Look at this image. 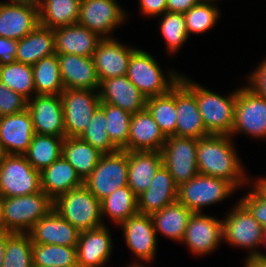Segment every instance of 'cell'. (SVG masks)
I'll return each mask as SVG.
<instances>
[{
    "instance_id": "6da1fadb",
    "label": "cell",
    "mask_w": 266,
    "mask_h": 267,
    "mask_svg": "<svg viewBox=\"0 0 266 267\" xmlns=\"http://www.w3.org/2000/svg\"><path fill=\"white\" fill-rule=\"evenodd\" d=\"M230 135H214L198 139V172L231 182L237 189L246 186L251 177L237 154ZM250 177V178H249Z\"/></svg>"
},
{
    "instance_id": "7a4b0ae2",
    "label": "cell",
    "mask_w": 266,
    "mask_h": 267,
    "mask_svg": "<svg viewBox=\"0 0 266 267\" xmlns=\"http://www.w3.org/2000/svg\"><path fill=\"white\" fill-rule=\"evenodd\" d=\"M180 80L195 94L198 108L209 134L231 135L234 125L237 89L222 96L181 75Z\"/></svg>"
},
{
    "instance_id": "3957f363",
    "label": "cell",
    "mask_w": 266,
    "mask_h": 267,
    "mask_svg": "<svg viewBox=\"0 0 266 267\" xmlns=\"http://www.w3.org/2000/svg\"><path fill=\"white\" fill-rule=\"evenodd\" d=\"M53 200L39 191L18 197H1L0 227L13 233H28L53 208Z\"/></svg>"
},
{
    "instance_id": "277c9868",
    "label": "cell",
    "mask_w": 266,
    "mask_h": 267,
    "mask_svg": "<svg viewBox=\"0 0 266 267\" xmlns=\"http://www.w3.org/2000/svg\"><path fill=\"white\" fill-rule=\"evenodd\" d=\"M52 208L80 232L105 225L101 216V201L84 185L56 197Z\"/></svg>"
},
{
    "instance_id": "5b68a950",
    "label": "cell",
    "mask_w": 266,
    "mask_h": 267,
    "mask_svg": "<svg viewBox=\"0 0 266 267\" xmlns=\"http://www.w3.org/2000/svg\"><path fill=\"white\" fill-rule=\"evenodd\" d=\"M167 73L164 74L160 64L151 54L137 48L131 54L126 76L149 98L168 93L180 80V73L172 70Z\"/></svg>"
},
{
    "instance_id": "8992f818",
    "label": "cell",
    "mask_w": 266,
    "mask_h": 267,
    "mask_svg": "<svg viewBox=\"0 0 266 267\" xmlns=\"http://www.w3.org/2000/svg\"><path fill=\"white\" fill-rule=\"evenodd\" d=\"M237 202L222 218L223 241L232 247L248 251L245 259L263 256L264 253L256 249L262 244L263 227L240 201Z\"/></svg>"
},
{
    "instance_id": "52a82bcc",
    "label": "cell",
    "mask_w": 266,
    "mask_h": 267,
    "mask_svg": "<svg viewBox=\"0 0 266 267\" xmlns=\"http://www.w3.org/2000/svg\"><path fill=\"white\" fill-rule=\"evenodd\" d=\"M238 190L231 182L198 173L178 187L177 201L193 213H202L205 206L225 201Z\"/></svg>"
},
{
    "instance_id": "ba28073f",
    "label": "cell",
    "mask_w": 266,
    "mask_h": 267,
    "mask_svg": "<svg viewBox=\"0 0 266 267\" xmlns=\"http://www.w3.org/2000/svg\"><path fill=\"white\" fill-rule=\"evenodd\" d=\"M128 151L103 154L83 185L100 201L128 184Z\"/></svg>"
},
{
    "instance_id": "9c48e42d",
    "label": "cell",
    "mask_w": 266,
    "mask_h": 267,
    "mask_svg": "<svg viewBox=\"0 0 266 267\" xmlns=\"http://www.w3.org/2000/svg\"><path fill=\"white\" fill-rule=\"evenodd\" d=\"M41 191L40 172L24 155L7 154L0 163V196L18 197Z\"/></svg>"
},
{
    "instance_id": "30bf717a",
    "label": "cell",
    "mask_w": 266,
    "mask_h": 267,
    "mask_svg": "<svg viewBox=\"0 0 266 267\" xmlns=\"http://www.w3.org/2000/svg\"><path fill=\"white\" fill-rule=\"evenodd\" d=\"M234 125L231 137L246 134L250 138L266 139V99L256 95L246 85L237 89ZM234 136V137H233Z\"/></svg>"
},
{
    "instance_id": "8fae6325",
    "label": "cell",
    "mask_w": 266,
    "mask_h": 267,
    "mask_svg": "<svg viewBox=\"0 0 266 267\" xmlns=\"http://www.w3.org/2000/svg\"><path fill=\"white\" fill-rule=\"evenodd\" d=\"M60 97L63 104L65 136L79 137L100 106L99 92L98 90L64 89Z\"/></svg>"
},
{
    "instance_id": "7c38bea8",
    "label": "cell",
    "mask_w": 266,
    "mask_h": 267,
    "mask_svg": "<svg viewBox=\"0 0 266 267\" xmlns=\"http://www.w3.org/2000/svg\"><path fill=\"white\" fill-rule=\"evenodd\" d=\"M197 146L198 139L183 136L173 135L167 137L165 141L161 150L163 165L178 187L199 173L196 159Z\"/></svg>"
},
{
    "instance_id": "4fadbf2b",
    "label": "cell",
    "mask_w": 266,
    "mask_h": 267,
    "mask_svg": "<svg viewBox=\"0 0 266 267\" xmlns=\"http://www.w3.org/2000/svg\"><path fill=\"white\" fill-rule=\"evenodd\" d=\"M122 227L124 241L129 250L141 262L133 261L126 267L144 266L155 261L158 236L154 229L151 215L136 213L119 225Z\"/></svg>"
},
{
    "instance_id": "5bb4252c",
    "label": "cell",
    "mask_w": 266,
    "mask_h": 267,
    "mask_svg": "<svg viewBox=\"0 0 266 267\" xmlns=\"http://www.w3.org/2000/svg\"><path fill=\"white\" fill-rule=\"evenodd\" d=\"M127 15L117 0H81L78 24L97 33L102 39L111 37Z\"/></svg>"
},
{
    "instance_id": "9a60e30c",
    "label": "cell",
    "mask_w": 266,
    "mask_h": 267,
    "mask_svg": "<svg viewBox=\"0 0 266 267\" xmlns=\"http://www.w3.org/2000/svg\"><path fill=\"white\" fill-rule=\"evenodd\" d=\"M223 242L222 219L209 214L193 213L186 228L182 243L195 256L211 254Z\"/></svg>"
},
{
    "instance_id": "2e32d148",
    "label": "cell",
    "mask_w": 266,
    "mask_h": 267,
    "mask_svg": "<svg viewBox=\"0 0 266 267\" xmlns=\"http://www.w3.org/2000/svg\"><path fill=\"white\" fill-rule=\"evenodd\" d=\"M34 131L65 138L63 104L60 95H35L28 100Z\"/></svg>"
},
{
    "instance_id": "e0dca14e",
    "label": "cell",
    "mask_w": 266,
    "mask_h": 267,
    "mask_svg": "<svg viewBox=\"0 0 266 267\" xmlns=\"http://www.w3.org/2000/svg\"><path fill=\"white\" fill-rule=\"evenodd\" d=\"M136 49V46L122 44L117 38L102 39L92 56L100 82L126 75L131 54Z\"/></svg>"
},
{
    "instance_id": "ac0fdd59",
    "label": "cell",
    "mask_w": 266,
    "mask_h": 267,
    "mask_svg": "<svg viewBox=\"0 0 266 267\" xmlns=\"http://www.w3.org/2000/svg\"><path fill=\"white\" fill-rule=\"evenodd\" d=\"M38 25V5L0 1V37L18 41Z\"/></svg>"
},
{
    "instance_id": "d6986e66",
    "label": "cell",
    "mask_w": 266,
    "mask_h": 267,
    "mask_svg": "<svg viewBox=\"0 0 266 267\" xmlns=\"http://www.w3.org/2000/svg\"><path fill=\"white\" fill-rule=\"evenodd\" d=\"M112 240L107 225L80 232L76 247L78 266L104 267L112 254Z\"/></svg>"
},
{
    "instance_id": "ffe728a7",
    "label": "cell",
    "mask_w": 266,
    "mask_h": 267,
    "mask_svg": "<svg viewBox=\"0 0 266 267\" xmlns=\"http://www.w3.org/2000/svg\"><path fill=\"white\" fill-rule=\"evenodd\" d=\"M176 136L200 139L210 134L203 123L195 94L181 81L176 83Z\"/></svg>"
},
{
    "instance_id": "44dd1931",
    "label": "cell",
    "mask_w": 266,
    "mask_h": 267,
    "mask_svg": "<svg viewBox=\"0 0 266 267\" xmlns=\"http://www.w3.org/2000/svg\"><path fill=\"white\" fill-rule=\"evenodd\" d=\"M98 92L101 102L120 107L130 114L146 109L147 97L126 75L102 80Z\"/></svg>"
},
{
    "instance_id": "7402d4cb",
    "label": "cell",
    "mask_w": 266,
    "mask_h": 267,
    "mask_svg": "<svg viewBox=\"0 0 266 267\" xmlns=\"http://www.w3.org/2000/svg\"><path fill=\"white\" fill-rule=\"evenodd\" d=\"M28 234L32 243L77 247L80 231L52 209Z\"/></svg>"
},
{
    "instance_id": "603a6c76",
    "label": "cell",
    "mask_w": 266,
    "mask_h": 267,
    "mask_svg": "<svg viewBox=\"0 0 266 267\" xmlns=\"http://www.w3.org/2000/svg\"><path fill=\"white\" fill-rule=\"evenodd\" d=\"M35 134L29 111L0 117V143L6 154L23 155Z\"/></svg>"
},
{
    "instance_id": "cb8c5ba5",
    "label": "cell",
    "mask_w": 266,
    "mask_h": 267,
    "mask_svg": "<svg viewBox=\"0 0 266 267\" xmlns=\"http://www.w3.org/2000/svg\"><path fill=\"white\" fill-rule=\"evenodd\" d=\"M65 89L99 90L100 80L92 57L57 54Z\"/></svg>"
},
{
    "instance_id": "d4e9b609",
    "label": "cell",
    "mask_w": 266,
    "mask_h": 267,
    "mask_svg": "<svg viewBox=\"0 0 266 267\" xmlns=\"http://www.w3.org/2000/svg\"><path fill=\"white\" fill-rule=\"evenodd\" d=\"M167 137L147 109L132 114L124 151H161Z\"/></svg>"
},
{
    "instance_id": "484cf974",
    "label": "cell",
    "mask_w": 266,
    "mask_h": 267,
    "mask_svg": "<svg viewBox=\"0 0 266 267\" xmlns=\"http://www.w3.org/2000/svg\"><path fill=\"white\" fill-rule=\"evenodd\" d=\"M178 186L162 164L149 187L137 197L138 212L151 215L177 201Z\"/></svg>"
},
{
    "instance_id": "4316f807",
    "label": "cell",
    "mask_w": 266,
    "mask_h": 267,
    "mask_svg": "<svg viewBox=\"0 0 266 267\" xmlns=\"http://www.w3.org/2000/svg\"><path fill=\"white\" fill-rule=\"evenodd\" d=\"M56 54H74L92 57L102 38L88 28L77 24L54 29Z\"/></svg>"
},
{
    "instance_id": "83f0119b",
    "label": "cell",
    "mask_w": 266,
    "mask_h": 267,
    "mask_svg": "<svg viewBox=\"0 0 266 267\" xmlns=\"http://www.w3.org/2000/svg\"><path fill=\"white\" fill-rule=\"evenodd\" d=\"M163 164L161 151H128V186L138 197Z\"/></svg>"
},
{
    "instance_id": "f1b7e54d",
    "label": "cell",
    "mask_w": 266,
    "mask_h": 267,
    "mask_svg": "<svg viewBox=\"0 0 266 267\" xmlns=\"http://www.w3.org/2000/svg\"><path fill=\"white\" fill-rule=\"evenodd\" d=\"M41 190L52 200L83 185L73 166L61 155L40 172Z\"/></svg>"
},
{
    "instance_id": "f546056e",
    "label": "cell",
    "mask_w": 266,
    "mask_h": 267,
    "mask_svg": "<svg viewBox=\"0 0 266 267\" xmlns=\"http://www.w3.org/2000/svg\"><path fill=\"white\" fill-rule=\"evenodd\" d=\"M54 53H56L54 29L38 25L17 41L15 60L23 64L34 65L43 57Z\"/></svg>"
},
{
    "instance_id": "4dcf8cb0",
    "label": "cell",
    "mask_w": 266,
    "mask_h": 267,
    "mask_svg": "<svg viewBox=\"0 0 266 267\" xmlns=\"http://www.w3.org/2000/svg\"><path fill=\"white\" fill-rule=\"evenodd\" d=\"M192 214L185 205L176 201L151 214V218L156 234L161 233L164 237L182 244Z\"/></svg>"
},
{
    "instance_id": "1f68e13d",
    "label": "cell",
    "mask_w": 266,
    "mask_h": 267,
    "mask_svg": "<svg viewBox=\"0 0 266 267\" xmlns=\"http://www.w3.org/2000/svg\"><path fill=\"white\" fill-rule=\"evenodd\" d=\"M61 155L73 166L80 178L85 180L97 166L103 153L79 137H65Z\"/></svg>"
},
{
    "instance_id": "d6a6232c",
    "label": "cell",
    "mask_w": 266,
    "mask_h": 267,
    "mask_svg": "<svg viewBox=\"0 0 266 267\" xmlns=\"http://www.w3.org/2000/svg\"><path fill=\"white\" fill-rule=\"evenodd\" d=\"M81 0H40L39 25L55 29L77 24Z\"/></svg>"
},
{
    "instance_id": "836d02e7",
    "label": "cell",
    "mask_w": 266,
    "mask_h": 267,
    "mask_svg": "<svg viewBox=\"0 0 266 267\" xmlns=\"http://www.w3.org/2000/svg\"><path fill=\"white\" fill-rule=\"evenodd\" d=\"M32 71L36 95H60L65 89L56 53L36 62Z\"/></svg>"
},
{
    "instance_id": "e575fe53",
    "label": "cell",
    "mask_w": 266,
    "mask_h": 267,
    "mask_svg": "<svg viewBox=\"0 0 266 267\" xmlns=\"http://www.w3.org/2000/svg\"><path fill=\"white\" fill-rule=\"evenodd\" d=\"M138 213L137 196L128 185L118 188L101 200V216L110 218L117 226Z\"/></svg>"
},
{
    "instance_id": "d590c367",
    "label": "cell",
    "mask_w": 266,
    "mask_h": 267,
    "mask_svg": "<svg viewBox=\"0 0 266 267\" xmlns=\"http://www.w3.org/2000/svg\"><path fill=\"white\" fill-rule=\"evenodd\" d=\"M63 139V137L35 133L28 150L23 155L34 169L41 172L61 156Z\"/></svg>"
},
{
    "instance_id": "8d00e7d4",
    "label": "cell",
    "mask_w": 266,
    "mask_h": 267,
    "mask_svg": "<svg viewBox=\"0 0 266 267\" xmlns=\"http://www.w3.org/2000/svg\"><path fill=\"white\" fill-rule=\"evenodd\" d=\"M146 109L166 137L175 135L177 120L176 84L166 94L147 98Z\"/></svg>"
},
{
    "instance_id": "74e56055",
    "label": "cell",
    "mask_w": 266,
    "mask_h": 267,
    "mask_svg": "<svg viewBox=\"0 0 266 267\" xmlns=\"http://www.w3.org/2000/svg\"><path fill=\"white\" fill-rule=\"evenodd\" d=\"M0 82L27 100L36 95L32 65L17 61L0 65Z\"/></svg>"
},
{
    "instance_id": "f35d334b",
    "label": "cell",
    "mask_w": 266,
    "mask_h": 267,
    "mask_svg": "<svg viewBox=\"0 0 266 267\" xmlns=\"http://www.w3.org/2000/svg\"><path fill=\"white\" fill-rule=\"evenodd\" d=\"M32 258L34 267L78 265L77 248L57 244L33 243Z\"/></svg>"
},
{
    "instance_id": "ab89813d",
    "label": "cell",
    "mask_w": 266,
    "mask_h": 267,
    "mask_svg": "<svg viewBox=\"0 0 266 267\" xmlns=\"http://www.w3.org/2000/svg\"><path fill=\"white\" fill-rule=\"evenodd\" d=\"M99 107L106 115V131L108 132L110 141L118 150H123L128 143L132 114L108 103L100 102Z\"/></svg>"
},
{
    "instance_id": "60d3db41",
    "label": "cell",
    "mask_w": 266,
    "mask_h": 267,
    "mask_svg": "<svg viewBox=\"0 0 266 267\" xmlns=\"http://www.w3.org/2000/svg\"><path fill=\"white\" fill-rule=\"evenodd\" d=\"M220 10L215 1L202 0L184 13L188 36L204 34L214 27L220 18ZM192 33V34H191Z\"/></svg>"
},
{
    "instance_id": "b9f144b4",
    "label": "cell",
    "mask_w": 266,
    "mask_h": 267,
    "mask_svg": "<svg viewBox=\"0 0 266 267\" xmlns=\"http://www.w3.org/2000/svg\"><path fill=\"white\" fill-rule=\"evenodd\" d=\"M159 18L160 33L166 42L167 54L174 55L189 39L184 14L166 11Z\"/></svg>"
},
{
    "instance_id": "7bdbcfd3",
    "label": "cell",
    "mask_w": 266,
    "mask_h": 267,
    "mask_svg": "<svg viewBox=\"0 0 266 267\" xmlns=\"http://www.w3.org/2000/svg\"><path fill=\"white\" fill-rule=\"evenodd\" d=\"M32 249L28 233H13L7 241L2 267H34Z\"/></svg>"
},
{
    "instance_id": "ee69618b",
    "label": "cell",
    "mask_w": 266,
    "mask_h": 267,
    "mask_svg": "<svg viewBox=\"0 0 266 267\" xmlns=\"http://www.w3.org/2000/svg\"><path fill=\"white\" fill-rule=\"evenodd\" d=\"M106 115L104 111L98 107L93 113L88 127L79 136L80 139L89 143L103 154H112L118 149L110 141L108 132L106 131Z\"/></svg>"
},
{
    "instance_id": "f6af8a7d",
    "label": "cell",
    "mask_w": 266,
    "mask_h": 267,
    "mask_svg": "<svg viewBox=\"0 0 266 267\" xmlns=\"http://www.w3.org/2000/svg\"><path fill=\"white\" fill-rule=\"evenodd\" d=\"M28 100L0 82V117L23 112Z\"/></svg>"
},
{
    "instance_id": "bcb514c9",
    "label": "cell",
    "mask_w": 266,
    "mask_h": 267,
    "mask_svg": "<svg viewBox=\"0 0 266 267\" xmlns=\"http://www.w3.org/2000/svg\"><path fill=\"white\" fill-rule=\"evenodd\" d=\"M243 197V198H242ZM240 198V202L262 227H266V199L254 188Z\"/></svg>"
},
{
    "instance_id": "7dc6e473",
    "label": "cell",
    "mask_w": 266,
    "mask_h": 267,
    "mask_svg": "<svg viewBox=\"0 0 266 267\" xmlns=\"http://www.w3.org/2000/svg\"><path fill=\"white\" fill-rule=\"evenodd\" d=\"M254 71L247 75L248 85L256 95L266 99V57Z\"/></svg>"
},
{
    "instance_id": "c3c4849f",
    "label": "cell",
    "mask_w": 266,
    "mask_h": 267,
    "mask_svg": "<svg viewBox=\"0 0 266 267\" xmlns=\"http://www.w3.org/2000/svg\"><path fill=\"white\" fill-rule=\"evenodd\" d=\"M167 0H139V11L146 17H159L167 11Z\"/></svg>"
},
{
    "instance_id": "681fc988",
    "label": "cell",
    "mask_w": 266,
    "mask_h": 267,
    "mask_svg": "<svg viewBox=\"0 0 266 267\" xmlns=\"http://www.w3.org/2000/svg\"><path fill=\"white\" fill-rule=\"evenodd\" d=\"M17 40L0 37V65L15 62Z\"/></svg>"
},
{
    "instance_id": "f907efd6",
    "label": "cell",
    "mask_w": 266,
    "mask_h": 267,
    "mask_svg": "<svg viewBox=\"0 0 266 267\" xmlns=\"http://www.w3.org/2000/svg\"><path fill=\"white\" fill-rule=\"evenodd\" d=\"M201 1L202 0H167V12L184 14Z\"/></svg>"
},
{
    "instance_id": "816d5d0a",
    "label": "cell",
    "mask_w": 266,
    "mask_h": 267,
    "mask_svg": "<svg viewBox=\"0 0 266 267\" xmlns=\"http://www.w3.org/2000/svg\"><path fill=\"white\" fill-rule=\"evenodd\" d=\"M12 234L13 232L0 227V267H2L3 265V258L5 254L7 241Z\"/></svg>"
},
{
    "instance_id": "f5cc1de1",
    "label": "cell",
    "mask_w": 266,
    "mask_h": 267,
    "mask_svg": "<svg viewBox=\"0 0 266 267\" xmlns=\"http://www.w3.org/2000/svg\"><path fill=\"white\" fill-rule=\"evenodd\" d=\"M253 177V180L249 181L253 185L254 188L263 198L266 199V176L264 177Z\"/></svg>"
},
{
    "instance_id": "db71d44e",
    "label": "cell",
    "mask_w": 266,
    "mask_h": 267,
    "mask_svg": "<svg viewBox=\"0 0 266 267\" xmlns=\"http://www.w3.org/2000/svg\"><path fill=\"white\" fill-rule=\"evenodd\" d=\"M244 267H266V256H254L245 259Z\"/></svg>"
},
{
    "instance_id": "11a10c76",
    "label": "cell",
    "mask_w": 266,
    "mask_h": 267,
    "mask_svg": "<svg viewBox=\"0 0 266 267\" xmlns=\"http://www.w3.org/2000/svg\"><path fill=\"white\" fill-rule=\"evenodd\" d=\"M40 0H8L7 2L38 5Z\"/></svg>"
},
{
    "instance_id": "9f6ffc18",
    "label": "cell",
    "mask_w": 266,
    "mask_h": 267,
    "mask_svg": "<svg viewBox=\"0 0 266 267\" xmlns=\"http://www.w3.org/2000/svg\"><path fill=\"white\" fill-rule=\"evenodd\" d=\"M263 246H266V227H263L262 229V244ZM263 256H266V254H263Z\"/></svg>"
},
{
    "instance_id": "6f0895ef",
    "label": "cell",
    "mask_w": 266,
    "mask_h": 267,
    "mask_svg": "<svg viewBox=\"0 0 266 267\" xmlns=\"http://www.w3.org/2000/svg\"><path fill=\"white\" fill-rule=\"evenodd\" d=\"M6 155H7V154H6V152H5L4 148H3V146H2L1 143H0V163H1V161L3 160V158H4Z\"/></svg>"
},
{
    "instance_id": "680465c9",
    "label": "cell",
    "mask_w": 266,
    "mask_h": 267,
    "mask_svg": "<svg viewBox=\"0 0 266 267\" xmlns=\"http://www.w3.org/2000/svg\"><path fill=\"white\" fill-rule=\"evenodd\" d=\"M54 267H59V266H54ZM60 267H79L78 265H69V266H60Z\"/></svg>"
}]
</instances>
